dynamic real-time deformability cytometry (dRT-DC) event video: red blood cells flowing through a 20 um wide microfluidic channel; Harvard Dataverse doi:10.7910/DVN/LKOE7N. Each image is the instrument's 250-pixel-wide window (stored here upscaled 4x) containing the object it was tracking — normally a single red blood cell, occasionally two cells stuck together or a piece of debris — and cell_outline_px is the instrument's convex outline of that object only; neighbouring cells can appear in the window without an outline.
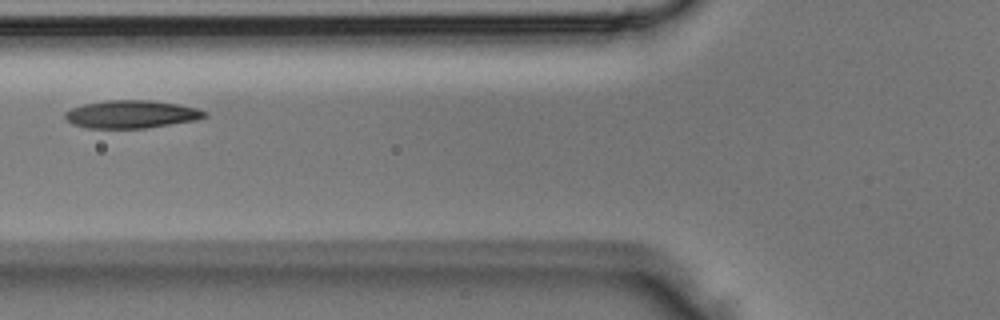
{"species": "Egyptian fruit bat (a non-hibernating species)", "species_latin": "Rousettus aegyptiacus", "temperature_condition": "room temperature", "stored_images_in_passage": 3, "camera_frame_rate_fps": 3000, "um_per_image_px": 0.085, "animal": {"sex": "male"}, "frame": {"image": 1, "passage_image": 3, "time_ms": 0.667, "image_size_px": [1000, 320], "cell_outline_px": [[208, 116], [196, 120], [144, 128], [88, 128], [72, 124], [64, 116], [64, 112], [72, 108], [84, 104], [104, 100], [148, 100], [176, 104], [196, 108], [208, 112]], "centroid_in_image_um": [11.15, 9.71], "position_along_channel_um": 114.6, "area_um2": 22.54}}